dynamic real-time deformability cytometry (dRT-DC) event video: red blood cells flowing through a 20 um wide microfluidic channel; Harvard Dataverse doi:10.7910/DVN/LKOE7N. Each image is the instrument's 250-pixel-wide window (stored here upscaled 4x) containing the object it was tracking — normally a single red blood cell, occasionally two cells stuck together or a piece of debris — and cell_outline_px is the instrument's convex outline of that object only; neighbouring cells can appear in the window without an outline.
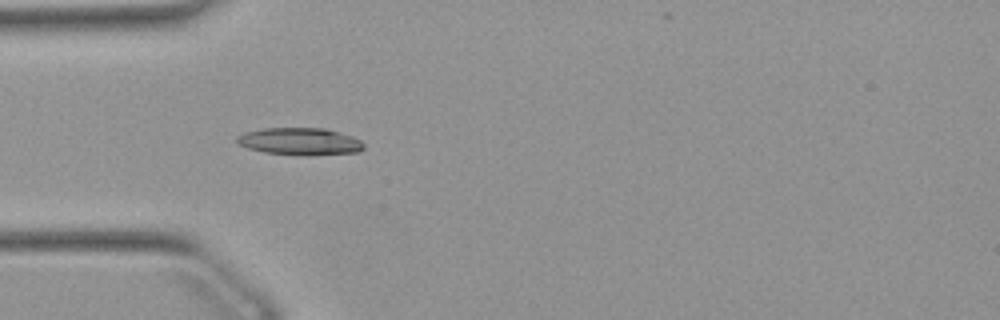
{"species": "Egyptian fruit bat (a non-hibernating species)", "species_latin": "Rousettus aegyptiacus", "temperature_condition": "warm", "stored_images_in_passage": 36, "camera_frame_rate_fps": 3000, "um_per_image_px": 0.085, "animal": {"sex": "female"}, "frame": {"image": 1, "passage_image": 7, "time_ms": 2.0, "image_size_px": [1000, 320], "cell_outline_px": [[364, 148], [356, 152], [264, 152], [248, 148], [240, 144], [236, 140], [236, 136], [244, 132], [264, 128], [324, 128], [352, 136], [360, 140], [364, 144]], "centroid_in_image_um": [25.43, 11.95], "position_along_channel_um": 59.6, "area_um2": 18.79}}
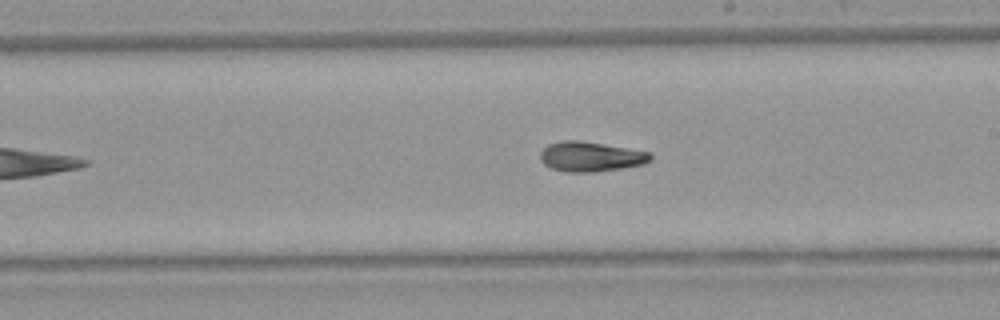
{"frame": {"image": 2, "passage_image": 21, "time_ms": 6.667, "image_size_px": [1000, 320], "cell_outline_px": [[652, 160], [644, 164], [620, 168], [592, 172], [568, 172], [552, 168], [544, 164], [540, 160], [540, 152], [548, 144], [564, 140], [580, 140], [652, 152]], "centroid_in_image_um": [50.22, 13.3], "position_along_channel_um": 238.8, "area_um2": 19.19}}
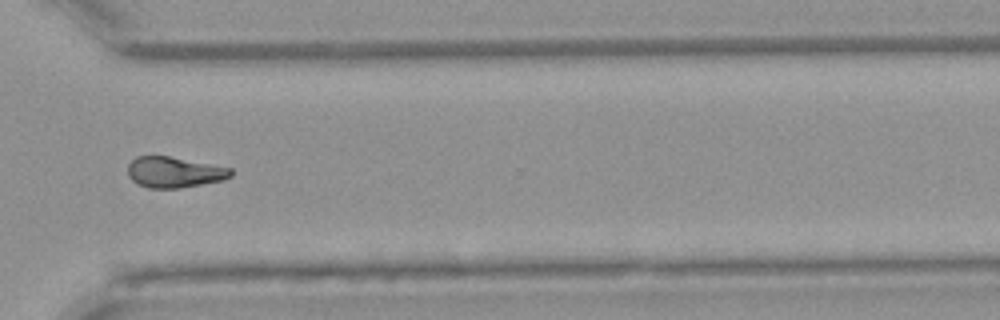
{"frame": {"image": 3, "passage_image": 30, "time_ms": 9.667, "image_size_px": [1000, 320], "cell_outline_px": [[232, 176], [224, 180], [180, 188], [148, 188], [136, 184], [128, 176], [128, 164], [136, 156], [168, 156], [232, 168]], "centroid_in_image_um": [14.8, 14.64], "position_along_channel_um": 355.8, "area_um2": 18.55}, "authors_computed_cell_mechanics": {"area_um2": 18.8717, "velocity_mm_per_s": 3.8978, "shape_relaxation_time_tau1_ms": null, "shape_relaxation_time_tau2_ms": 5.9083, "deformation_change_tau1": null, "deformation_change_tau2": 0.1264}}